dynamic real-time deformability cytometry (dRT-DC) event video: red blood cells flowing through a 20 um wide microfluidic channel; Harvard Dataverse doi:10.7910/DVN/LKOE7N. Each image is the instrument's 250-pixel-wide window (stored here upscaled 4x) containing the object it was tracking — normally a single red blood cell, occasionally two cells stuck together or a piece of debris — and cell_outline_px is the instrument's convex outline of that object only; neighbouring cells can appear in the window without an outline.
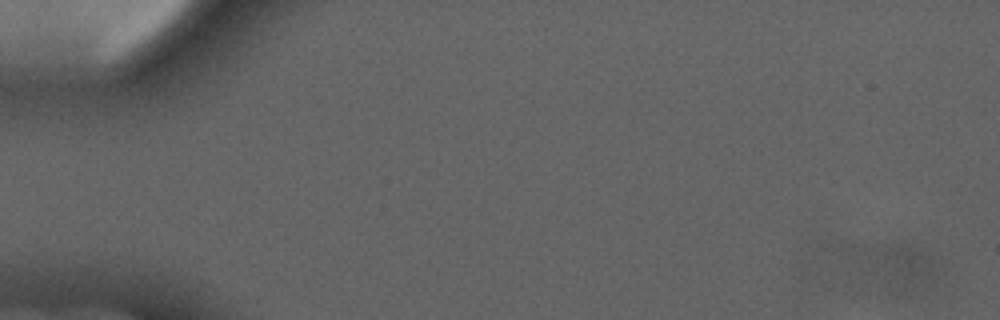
{"species": "common noctule bat (a hibernating species)", "species_latin": "Nyctalus noctula", "temperature_condition": "cold", "stored_images_in_passage": 5, "camera_frame_rate_fps": 3000, "um_per_image_px": 0.085, "animal": {"sex": "male", "forearm_length_mm": 52.5}, "frame": {"image": 1, "passage_image": 1, "time_ms": 0.0, "image_size_px": [1000, 320], "cell_outline_px": [[932, 272], [908, 296], [896, 296], [884, 268], [884, 252], [888, 248], [912, 248], [924, 252], [932, 256]], "centroid_in_image_um": [77.07, 22.86], "position_along_channel_um": 7.9, "area_um2": 12.77}}